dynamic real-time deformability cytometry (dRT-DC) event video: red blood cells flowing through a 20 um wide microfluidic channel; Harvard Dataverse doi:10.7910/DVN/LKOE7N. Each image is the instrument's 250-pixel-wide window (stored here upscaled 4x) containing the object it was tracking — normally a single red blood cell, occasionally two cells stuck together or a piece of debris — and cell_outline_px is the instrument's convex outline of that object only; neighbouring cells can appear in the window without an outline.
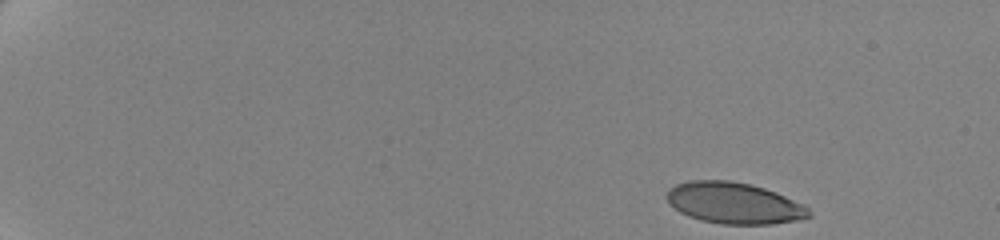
{"species": "human", "species_latin": "Homo sapiens", "temperature_condition": "cold", "stored_images_in_passage": 54, "camera_frame_rate_fps": 3000, "um_per_image_px": 0.085, "donor": {"sex": "female"}, "frame": {"image": 1, "passage_image": 1, "time_ms": 0.0, "image_size_px": [1000, 240], "cell_outline_px": [[812, 216], [796, 220], [772, 224], [720, 224], [700, 220], [688, 216], [680, 212], [668, 204], [668, 192], [676, 184], [688, 180], [728, 180], [748, 184], [764, 188], [776, 192], [804, 204], [808, 208]], "centroid_in_image_um": [62.4, 17.27], "position_along_channel_um": 22.6, "area_um2": 34.16}}
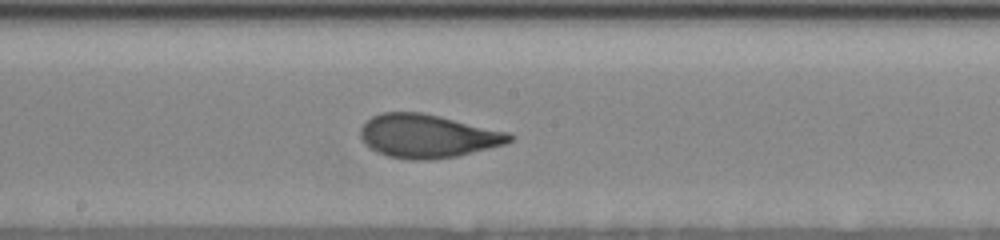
{"frame": {"image": 2, "passage_image": 30, "time_ms": 9.667, "image_size_px": [1000, 240], "cell_outline_px": [[512, 140], [504, 144], [456, 156], [432, 160], [412, 160], [388, 156], [376, 152], [368, 148], [364, 144], [360, 136], [360, 128], [364, 120], [380, 112], [420, 112], [440, 116], [508, 132], [512, 136]], "centroid_in_image_um": [36.26, 11.56], "position_along_channel_um": 211.9, "area_um2": 37.8}}
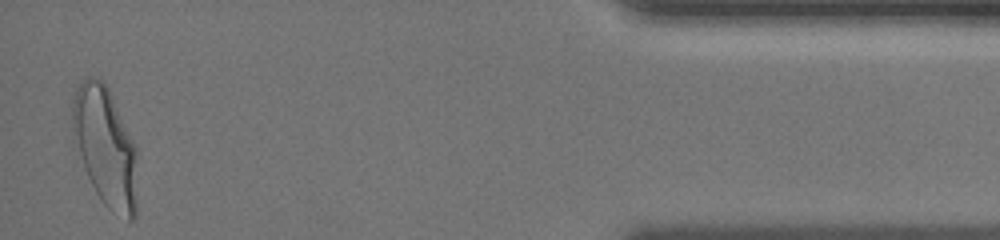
{"frame": {"image": 3, "passage_image": 53, "time_ms": 17.333, "image_size_px": [1000, 240], "cell_outline_px": [[136, 216], [132, 220], [128, 220], [112, 212], [100, 200], [84, 168], [72, 140], [72, 100], [84, 76], [92, 76], [104, 80], [108, 88], [136, 148]], "centroid_in_image_um": [8.92, 12.47], "position_along_channel_um": 426.3, "area_um2": 45.03}, "authors_computed_cell_mechanics": {"area_um2": 36.9631, "velocity_mm_per_s": 3.491, "shape_relaxation_time_tau1_ms": 4.1139, "shape_relaxation_time_tau2_ms": 0.7742, "deformation_change_tau1": 0.1813, "deformation_change_tau2": 0.065}}